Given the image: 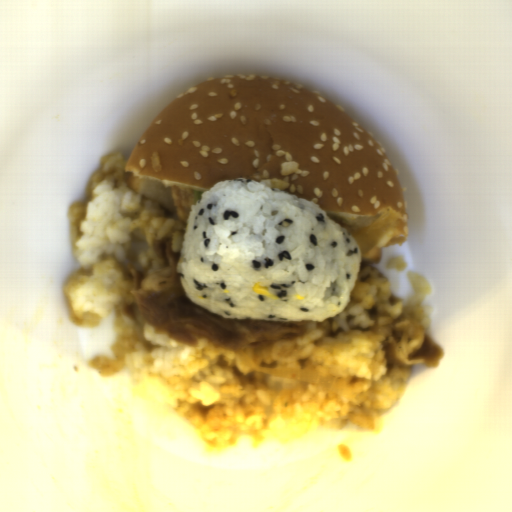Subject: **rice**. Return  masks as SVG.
I'll return each mask as SVG.
<instances>
[{
    "mask_svg": "<svg viewBox=\"0 0 512 512\" xmlns=\"http://www.w3.org/2000/svg\"><path fill=\"white\" fill-rule=\"evenodd\" d=\"M361 264L356 240L317 204L240 178L192 205L177 273L190 301L223 318L321 323L344 310ZM259 282L277 299L256 295Z\"/></svg>",
    "mask_w": 512,
    "mask_h": 512,
    "instance_id": "2",
    "label": "rice"
},
{
    "mask_svg": "<svg viewBox=\"0 0 512 512\" xmlns=\"http://www.w3.org/2000/svg\"><path fill=\"white\" fill-rule=\"evenodd\" d=\"M408 263L405 260V255H399L390 259L387 269H397V271L406 270Z\"/></svg>",
    "mask_w": 512,
    "mask_h": 512,
    "instance_id": "3",
    "label": "rice"
},
{
    "mask_svg": "<svg viewBox=\"0 0 512 512\" xmlns=\"http://www.w3.org/2000/svg\"><path fill=\"white\" fill-rule=\"evenodd\" d=\"M126 165L121 151L104 154L85 199L68 209L79 266L64 282L68 317L78 328L96 327L114 314V357H92L91 368L100 377L126 370L138 402L185 421L209 451L242 438L257 449L265 442L287 445L312 430L347 425L380 434L382 414L400 399L407 380L387 374L383 347L398 332L428 333L430 282L409 271L412 299L403 301L389 277L363 261L342 311L321 322L305 320L302 337L243 350L259 367L331 376L330 385L263 374L240 352L202 337L195 346L180 345L125 314L133 288L127 265L157 270L155 243L169 238L171 251L181 252L188 225L172 207L137 194Z\"/></svg>",
    "mask_w": 512,
    "mask_h": 512,
    "instance_id": "1",
    "label": "rice"
}]
</instances>
